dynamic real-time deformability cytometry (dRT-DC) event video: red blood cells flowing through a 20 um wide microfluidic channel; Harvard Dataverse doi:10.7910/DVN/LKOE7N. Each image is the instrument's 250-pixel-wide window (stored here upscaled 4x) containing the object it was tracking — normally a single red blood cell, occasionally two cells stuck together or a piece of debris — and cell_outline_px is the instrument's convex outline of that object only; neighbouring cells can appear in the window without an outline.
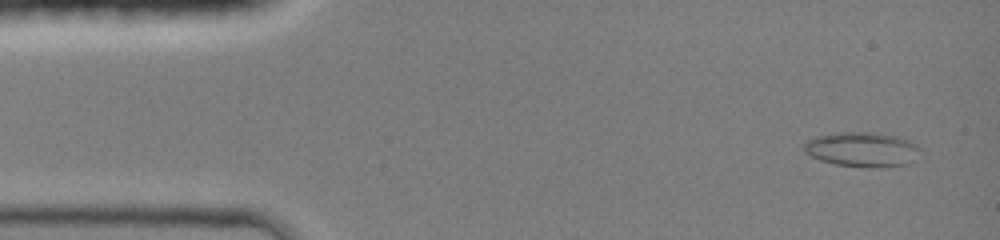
{"species": "common noctule bat (a hibernating species)", "species_latin": "Nyctalus noctula", "temperature_condition": "room temperature", "stored_images_in_passage": 45, "camera_frame_rate_fps": 3000, "um_per_image_px": 0.085, "animal": {"sex": "female", "body_mass_g": 19.0, "forearm_length_mm": 51.5}, "frame": {"image": 1, "passage_image": 3, "time_ms": 0.667, "image_size_px": [1000, 240], "cell_outline_px": [[924, 152], [920, 160], [908, 164], [868, 168], [836, 164], [820, 160], [804, 152], [804, 144], [808, 140], [816, 136], [840, 132], [872, 132], [896, 136], [908, 140], [916, 144]], "centroid_in_image_um": [73.38, 12.71], "position_along_channel_um": 11.6, "area_um2": 23.87}}
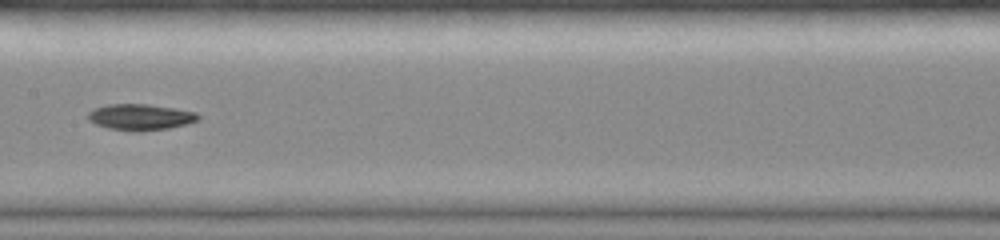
{"frame": {"image": 2, "passage_image": 23, "time_ms": 7.333, "image_size_px": [1000, 240], "cell_outline_px": [[200, 120], [168, 128], [140, 132], [136, 132], [108, 128], [96, 124], [88, 120], [88, 112], [92, 108], [108, 104], [148, 104], [176, 108], [196, 112], [200, 116]], "centroid_in_image_um": [11.92, 9.94], "position_along_channel_um": 195.5, "area_um2": 16.94}}
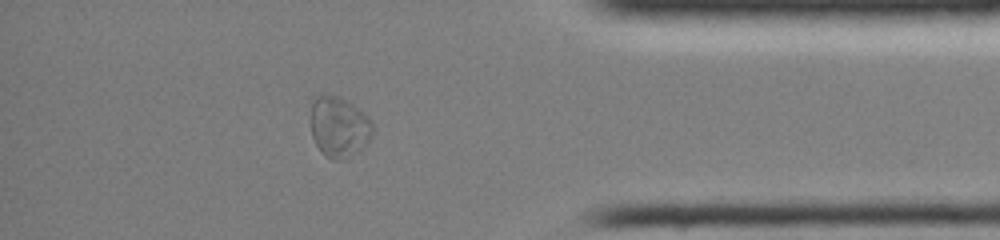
{"frame": {"image": 3, "passage_image": 39, "time_ms": 12.667, "image_size_px": [1000, 240], "cell_outline_px": [[376, 128], [364, 148], [340, 160], [332, 160], [324, 156], [320, 152], [312, 136], [312, 96], [324, 92], [336, 96], [352, 104], [364, 112], [372, 120]], "centroid_in_image_um": [28.83, 10.77], "position_along_channel_um": 406.4, "area_um2": 22.31}, "authors_computed_cell_mechanics": {"area_um2": 17.8602, "velocity_mm_per_s": 4.2418, "shape_relaxation_time_tau1_ms": 7.2006, "shape_relaxation_time_tau2_ms": 9.9543, "deformation_change_tau1": 0.164, "deformation_change_tau2": 0.1658}}